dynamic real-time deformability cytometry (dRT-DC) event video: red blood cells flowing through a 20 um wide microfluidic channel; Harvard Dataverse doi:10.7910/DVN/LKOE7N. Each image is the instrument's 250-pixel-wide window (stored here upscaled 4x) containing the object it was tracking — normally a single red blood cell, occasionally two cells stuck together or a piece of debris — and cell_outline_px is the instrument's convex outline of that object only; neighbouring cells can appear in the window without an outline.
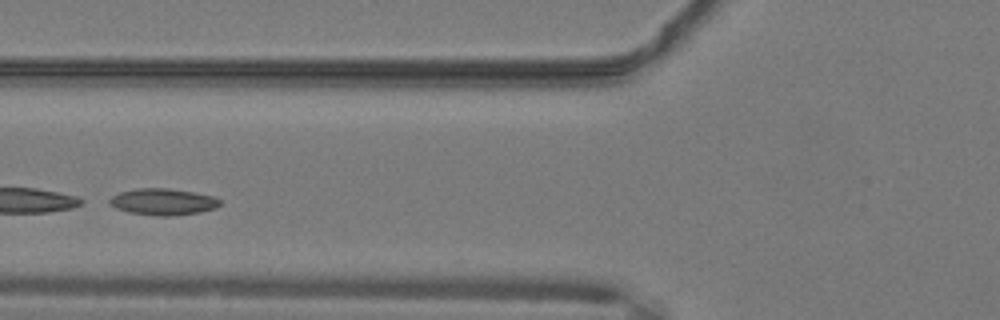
{"species": "common noctule bat (a hibernating species)", "species_latin": "Nyctalus noctula", "temperature_condition": "warm", "stored_images_in_passage": 9, "camera_frame_rate_fps": 3000, "um_per_image_px": 0.085, "animal": {"sex": "male", "body_mass_g": 19.2, "forearm_length_mm": 51.8}, "frame": {"image": 1, "passage_image": 4, "time_ms": 1.0, "image_size_px": [1000, 320], "cell_outline_px": [[220, 204], [216, 208], [200, 212], [172, 216], [156, 216], [128, 212], [116, 208], [108, 204], [108, 200], [112, 196], [120, 192], [140, 188], [168, 188], [192, 192], [212, 196], [220, 200]], "centroid_in_image_um": [13.83, 17.16], "position_along_channel_um": 112.0, "area_um2": 17.05}}
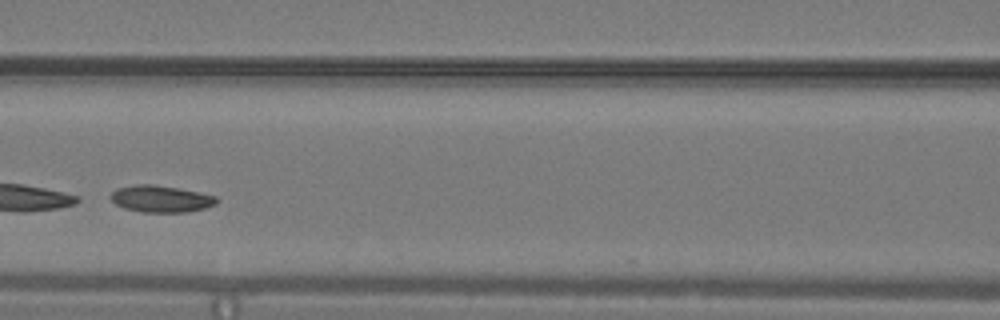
{"frame": {"image": 2, "passage_image": 7, "time_ms": 2.0, "image_size_px": [1000, 320], "cell_outline_px": [[220, 200], [216, 204], [204, 208], [188, 212], [140, 212], [124, 208], [116, 204], [108, 196], [116, 188], [136, 184], [152, 184], [176, 188], [216, 196]], "centroid_in_image_um": [13.65, 16.9], "position_along_channel_um": 153.0, "area_um2": 16.53}}